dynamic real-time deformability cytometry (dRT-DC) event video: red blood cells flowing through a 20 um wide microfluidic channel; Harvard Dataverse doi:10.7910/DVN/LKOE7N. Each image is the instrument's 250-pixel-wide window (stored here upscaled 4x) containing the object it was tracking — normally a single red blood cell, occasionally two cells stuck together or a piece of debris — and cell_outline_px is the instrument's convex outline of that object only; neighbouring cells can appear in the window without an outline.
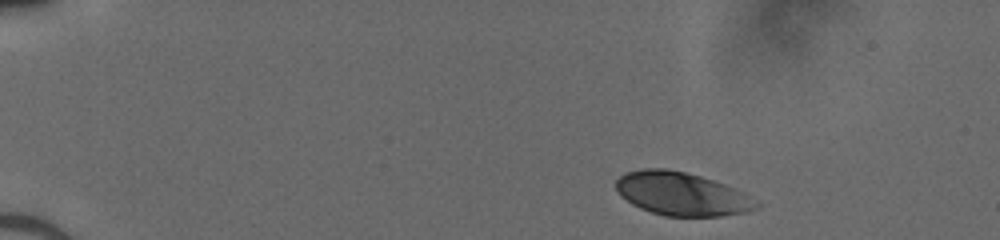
{"species": "human", "species_latin": "Homo sapiens", "temperature_condition": "cold", "stored_images_in_passage": 43, "camera_frame_rate_fps": 3000, "um_per_image_px": 0.085, "donor": {"sex": "male"}, "frame": {"image": 1, "passage_image": 1, "time_ms": 0.0, "image_size_px": [1000, 240], "cell_outline_px": [[764, 204], [748, 212], [720, 216], [664, 216], [640, 208], [632, 204], [620, 196], [616, 188], [616, 180], [624, 172], [640, 168], [668, 168], [700, 176], [724, 184]], "centroid_in_image_um": [57.91, 16.48], "position_along_channel_um": 27.1, "area_um2": 35.43}}
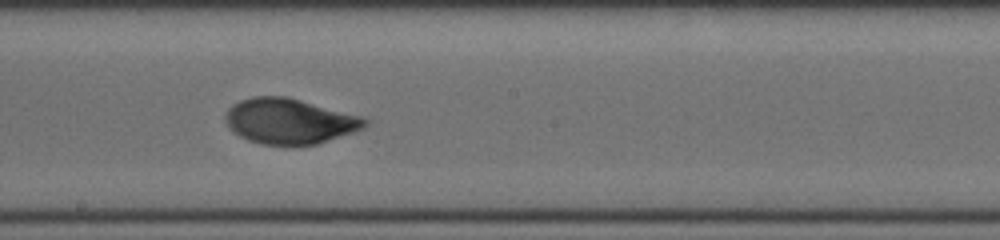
{"frame": {"image": 2, "passage_image": 23, "time_ms": 7.333, "image_size_px": [1000, 240], "cell_outline_px": [[372, 120], [364, 128], [316, 144], [260, 144], [248, 140], [240, 136], [228, 128], [224, 116], [228, 108], [232, 104], [240, 100], [252, 96], [288, 96], [360, 116]], "centroid_in_image_um": [24.58, 10.28], "position_along_channel_um": 223.6, "area_um2": 36.82}}
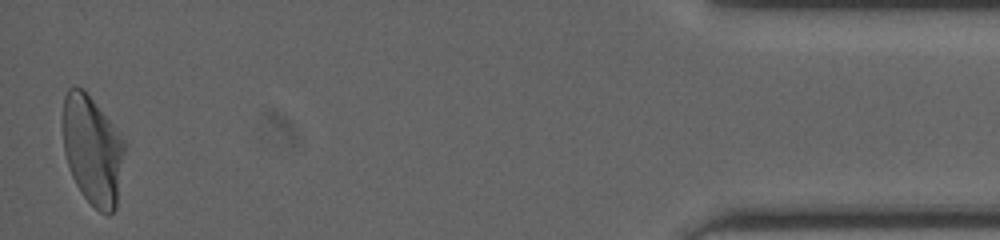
{"frame": {"image": 3, "passage_image": 43, "time_ms": 14.0, "image_size_px": [1000, 240], "cell_outline_px": [[124, 152], [116, 208], [108, 216], [100, 212], [80, 192], [72, 176], [64, 152], [64, 96], [68, 88], [84, 88], [124, 140]], "centroid_in_image_um": [7.86, 12.78], "position_along_channel_um": 427.3, "area_um2": 38.55}}